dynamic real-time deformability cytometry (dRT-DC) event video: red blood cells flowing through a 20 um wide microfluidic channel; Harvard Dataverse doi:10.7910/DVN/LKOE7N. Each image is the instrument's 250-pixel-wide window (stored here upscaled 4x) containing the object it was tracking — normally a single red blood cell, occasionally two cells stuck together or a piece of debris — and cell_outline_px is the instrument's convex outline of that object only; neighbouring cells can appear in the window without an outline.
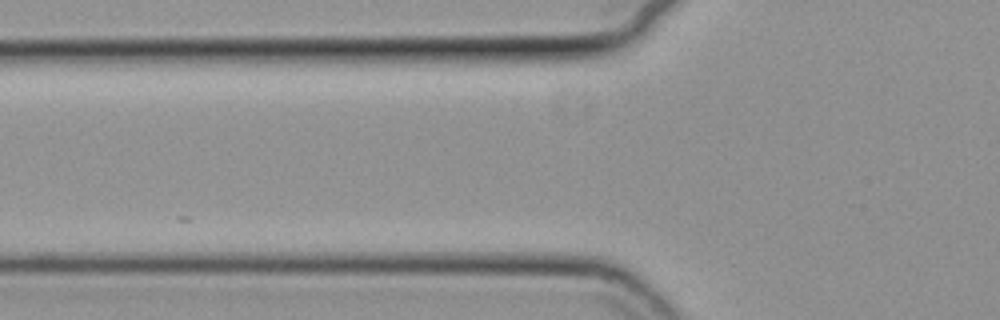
{"species": "common noctule bat (a hibernating species)", "species_latin": "Nyctalus noctula", "temperature_condition": "cold", "stored_images_in_passage": 4, "camera_frame_rate_fps": 3000, "um_per_image_px": 0.085, "animal": {"sex": "female", "body_mass_g": 19.3, "forearm_length_mm": 54.1}, "frame": {"image": 1, "passage_image": 2, "time_ms": 0.333, "image_size_px": [1000, 320], "cell_outline_px": [[236, 104], [228, 108], [156, 112], [128, 112], [104, 108], [100, 104], [108, 96], [136, 96], [236, 100]], "centroid_in_image_um": [13.83, 8.83], "position_along_channel_um": 112.0, "area_um2": 12.14}}